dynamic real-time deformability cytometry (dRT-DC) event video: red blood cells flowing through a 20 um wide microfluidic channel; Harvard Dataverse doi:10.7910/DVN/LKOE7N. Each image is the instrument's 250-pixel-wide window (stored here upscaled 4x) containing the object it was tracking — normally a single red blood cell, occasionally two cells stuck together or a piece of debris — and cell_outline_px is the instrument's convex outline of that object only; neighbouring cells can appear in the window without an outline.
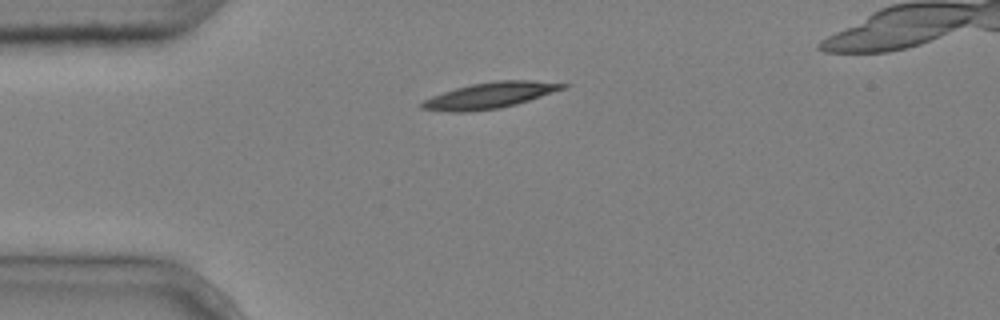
{"species": "common noctule bat (a hibernating species)", "species_latin": "Nyctalus noctula", "temperature_condition": "cold", "stored_images_in_passage": 3, "camera_frame_rate_fps": 3000, "um_per_image_px": 0.085, "animal": {"sex": "male", "body_mass_g": 20.4}, "frame": {"image": 1, "passage_image": 3, "time_ms": 0.667, "image_size_px": [1000, 320], "cell_outline_px": [[572, 84], [564, 88], [516, 104], [500, 108], [464, 112], [448, 112], [420, 108], [420, 104], [424, 100], [432, 96], [456, 88], [472, 84], [496, 80], [532, 80]], "centroid_in_image_um": [41.63, 8.1], "position_along_channel_um": 43.4, "area_um2": 21.1}}